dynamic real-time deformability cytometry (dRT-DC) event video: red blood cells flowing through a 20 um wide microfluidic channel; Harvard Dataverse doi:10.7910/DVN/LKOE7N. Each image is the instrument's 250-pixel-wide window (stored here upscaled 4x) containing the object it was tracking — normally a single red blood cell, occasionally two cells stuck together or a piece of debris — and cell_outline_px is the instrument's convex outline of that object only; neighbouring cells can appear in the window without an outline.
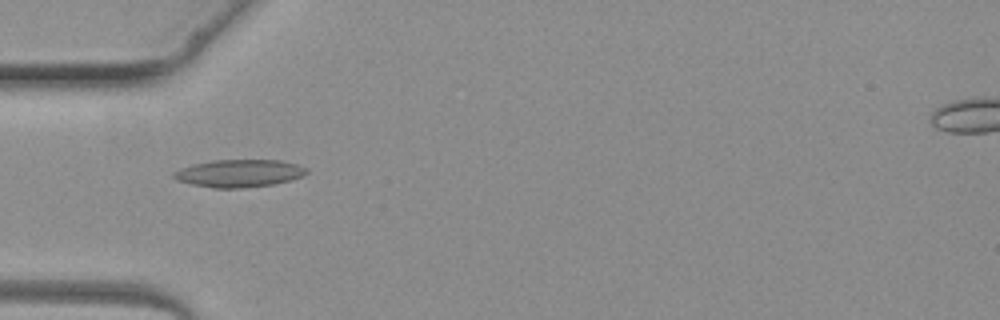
{"species": "common noctule bat (a hibernating species)", "species_latin": "Nyctalus noctula", "temperature_condition": "warm", "stored_images_in_passage": 3, "camera_frame_rate_fps": 3000, "um_per_image_px": 0.085, "animal": {"sex": "female", "body_mass_g": 19.3, "forearm_length_mm": 54.1}, "frame": {"image": 1, "passage_image": 2, "time_ms": 1.333, "image_size_px": [1000, 320], "cell_outline_px": [[308, 172], [304, 176], [292, 180], [272, 184], [240, 188], [212, 188], [192, 184], [176, 180], [172, 176], [172, 172], [180, 168], [192, 164], [212, 160], [280, 160], [296, 164], [308, 168]], "centroid_in_image_um": [20.32, 14.72], "position_along_channel_um": 64.7, "area_um2": 21.5}}
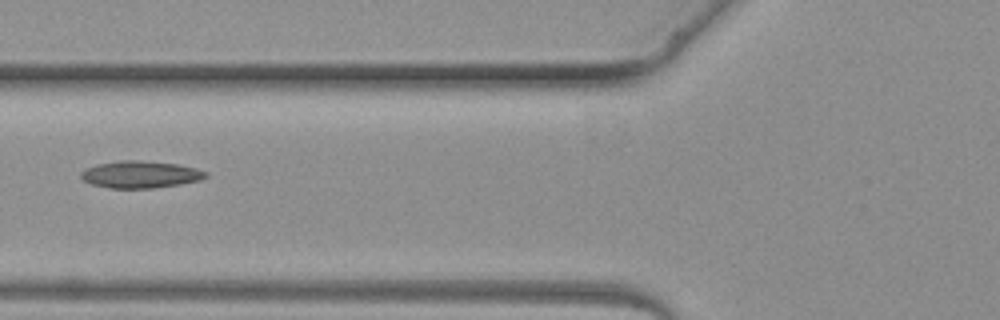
{"frame": {"image": 2, "passage_image": 3, "time_ms": 2.333, "image_size_px": [1000, 320], "cell_outline_px": [[208, 176], [200, 180], [180, 184], [152, 188], [112, 188], [92, 184], [84, 180], [80, 176], [80, 172], [84, 168], [96, 164], [120, 160], [136, 160], [176, 164], [196, 168], [208, 172]], "centroid_in_image_um": [11.92, 14.82], "position_along_channel_um": 113.9, "area_um2": 19.65}}